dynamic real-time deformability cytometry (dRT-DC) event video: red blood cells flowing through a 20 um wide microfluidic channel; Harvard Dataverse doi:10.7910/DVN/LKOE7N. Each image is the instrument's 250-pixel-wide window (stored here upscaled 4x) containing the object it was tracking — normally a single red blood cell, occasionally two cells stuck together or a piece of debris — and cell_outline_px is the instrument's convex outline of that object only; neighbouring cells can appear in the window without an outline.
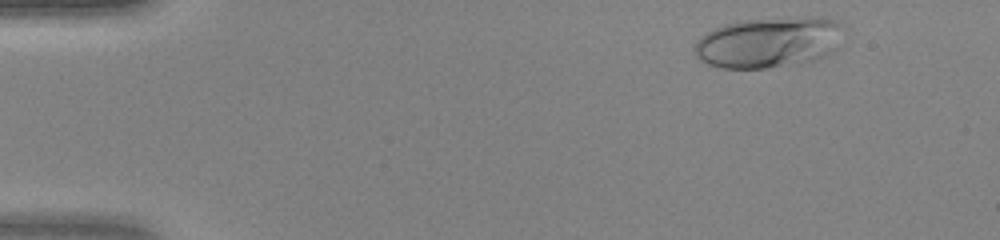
{"species": "human", "species_latin": "Homo sapiens", "temperature_condition": "warm", "stored_images_in_passage": 43, "camera_frame_rate_fps": 3000, "um_per_image_px": 0.085, "donor": {"sex": "female"}, "frame": {"image": 1, "passage_image": 2, "time_ms": 0.333, "image_size_px": [1000, 240], "cell_outline_px": [[848, 28], [840, 48], [820, 60], [804, 64], [764, 68], [720, 68], [708, 64], [700, 60], [696, 56], [696, 40], [700, 36], [724, 24], [744, 20], [812, 16], [836, 20]], "centroid_in_image_um": [65.5, 3.6], "position_along_channel_um": 19.5, "area_um2": 45.32}}
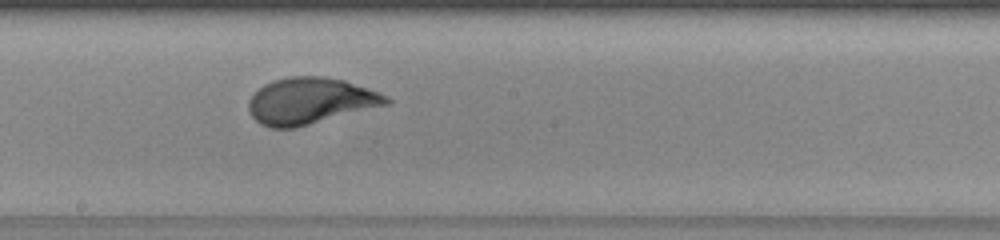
{"frame": {"image": 2, "passage_image": 23, "time_ms": 7.333, "image_size_px": [1000, 240], "cell_outline_px": [[392, 104], [296, 128], [268, 128], [260, 124], [252, 116], [248, 108], [248, 100], [264, 84], [272, 80], [288, 76], [324, 76], [344, 80], [380, 92], [388, 96], [392, 100]], "centroid_in_image_um": [26.41, 8.58], "position_along_channel_um": 221.8, "area_um2": 37.74}}
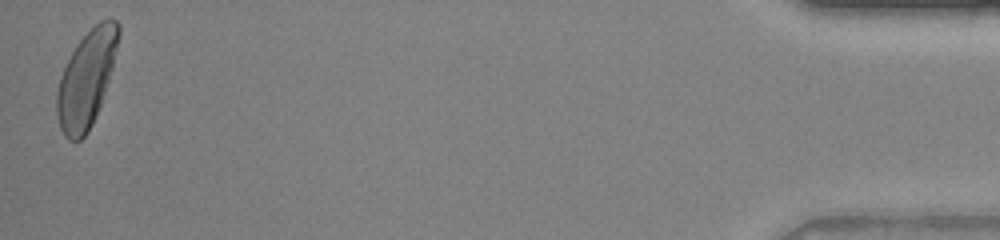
{"frame": {"image": 3, "passage_image": 43, "time_ms": 14.0, "image_size_px": [1000, 240], "cell_outline_px": [[120, 32], [112, 68], [100, 104], [92, 124], [88, 132], [80, 140], [68, 140], [64, 136], [60, 128], [56, 112], [56, 92], [60, 76], [76, 44], [100, 20], [116, 20], [120, 24]], "centroid_in_image_um": [7.32, 6.73], "position_along_channel_um": 427.9, "area_um2": 34.04}}